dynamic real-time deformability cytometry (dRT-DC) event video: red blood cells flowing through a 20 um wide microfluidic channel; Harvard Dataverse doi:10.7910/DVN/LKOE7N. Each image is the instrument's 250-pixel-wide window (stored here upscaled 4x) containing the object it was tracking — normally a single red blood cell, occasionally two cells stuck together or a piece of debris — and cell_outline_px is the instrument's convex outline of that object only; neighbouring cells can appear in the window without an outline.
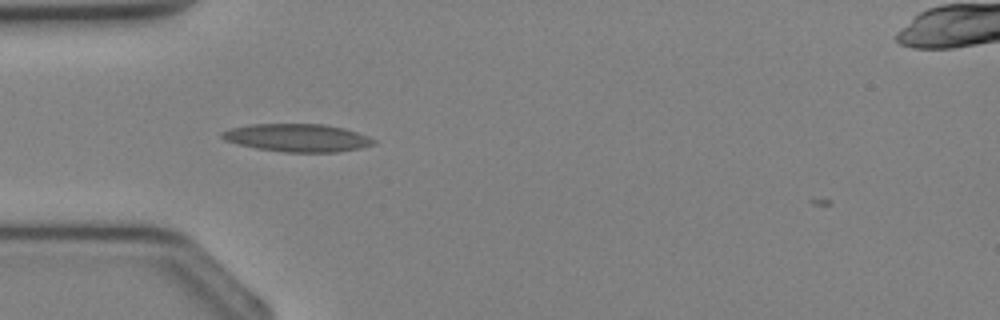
{"species": "Egyptian fruit bat (a non-hibernating species)", "species_latin": "Rousettus aegyptiacus", "temperature_condition": "cold", "stored_images_in_passage": 28, "camera_frame_rate_fps": 3000, "um_per_image_px": 0.085, "animal": {"sex": "female"}, "frame": {"image": 1, "passage_image": 4, "time_ms": 1.0, "image_size_px": [1000, 320], "cell_outline_px": [[376, 144], [360, 148], [336, 152], [284, 152], [256, 148], [224, 140], [220, 136], [220, 132], [232, 128], [252, 124], [324, 124], [344, 128], [368, 136], [376, 140]], "centroid_in_image_um": [25.29, 11.71], "position_along_channel_um": 59.7, "area_um2": 24.57}}
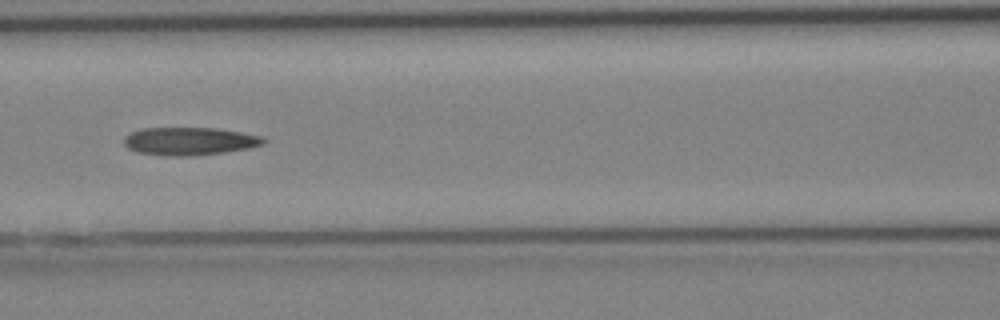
{"frame": {"image": 2, "passage_image": 9, "time_ms": 2.667, "image_size_px": [1000, 320], "cell_outline_px": [[268, 140], [264, 144], [248, 148], [224, 152], [188, 156], [176, 156], [136, 152], [128, 148], [124, 144], [124, 136], [140, 128], [216, 128], [264, 136]], "centroid_in_image_um": [16.13, 11.99], "position_along_channel_um": 150.5, "area_um2": 22.66}}
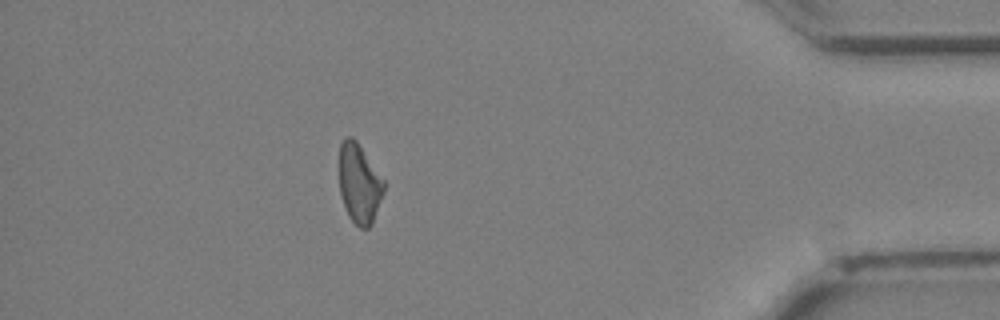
{"frame": {"image": 3, "passage_image": 25, "time_ms": 8.0, "image_size_px": [1000, 320], "cell_outline_px": [[384, 192], [372, 224], [368, 228], [360, 228], [348, 216], [340, 196], [340, 144], [344, 136], [352, 136], [356, 140], [384, 180]], "centroid_in_image_um": [30.53, 15.6], "position_along_channel_um": 404.7, "area_um2": 20.63}}